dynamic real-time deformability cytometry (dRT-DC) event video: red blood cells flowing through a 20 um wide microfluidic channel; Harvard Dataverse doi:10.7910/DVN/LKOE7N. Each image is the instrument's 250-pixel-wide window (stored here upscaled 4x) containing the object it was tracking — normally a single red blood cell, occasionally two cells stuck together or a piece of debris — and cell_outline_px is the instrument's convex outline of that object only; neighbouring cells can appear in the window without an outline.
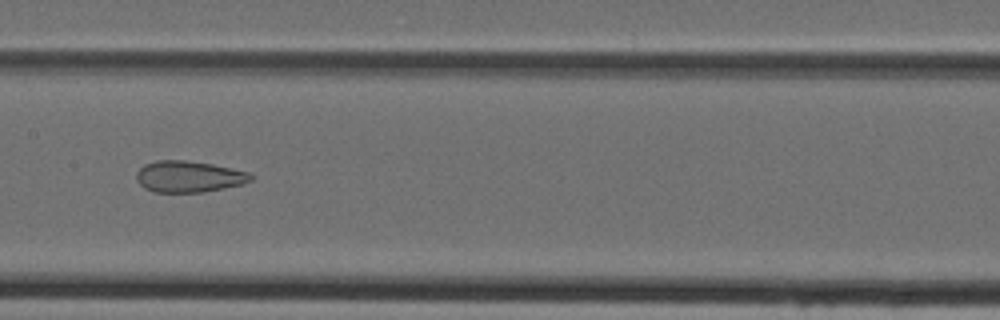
{"species": "Egyptian fruit bat (a non-hibernating species)", "species_latin": "Rousettus aegyptiacus", "temperature_condition": "cold", "stored_images_in_passage": 47, "camera_frame_rate_fps": 3000, "um_per_image_px": 0.085, "animal": {"sex": "female"}, "frame": {"image": 1, "passage_image": 24, "time_ms": 7.667, "image_size_px": [1000, 320], "cell_outline_px": [[252, 180], [240, 184], [224, 188], [204, 192], [152, 192], [144, 188], [136, 180], [136, 172], [144, 164], [156, 160], [184, 160], [212, 164], [248, 172], [252, 176]], "centroid_in_image_um": [15.99, 15.01], "position_along_channel_um": 191.4, "area_um2": 20.87}}
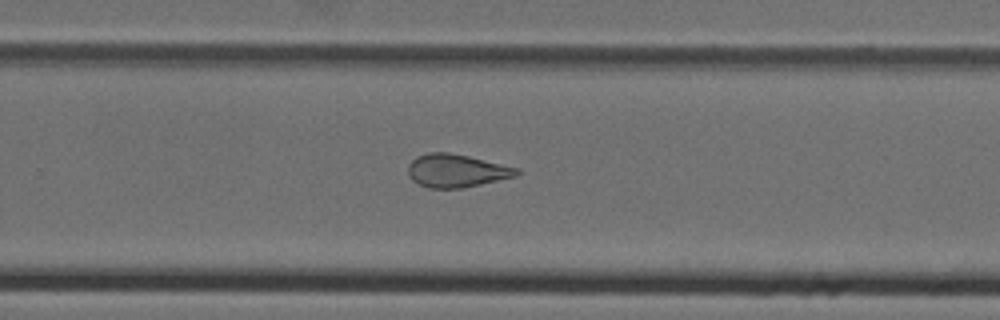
{"frame": {"image": 2, "passage_image": 31, "time_ms": 10.0, "image_size_px": [1000, 320], "cell_outline_px": [[520, 172], [516, 176], [480, 184], [460, 188], [428, 188], [412, 180], [408, 176], [408, 164], [416, 156], [428, 152], [448, 152], [468, 156], [520, 168]], "centroid_in_image_um": [38.77, 14.5], "position_along_channel_um": 291.0, "area_um2": 20.92}}
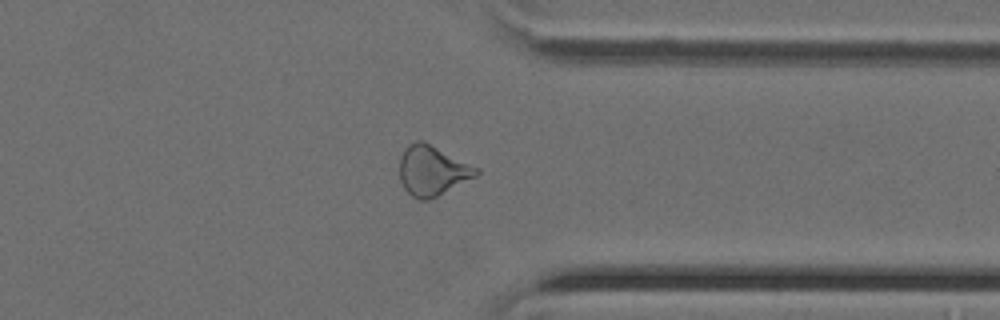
{"frame": {"image": 3, "passage_image": 37, "time_ms": 12.0, "image_size_px": [1000, 320], "cell_outline_px": [[480, 172], [476, 176], [428, 200], [420, 200], [412, 196], [404, 188], [400, 180], [400, 156], [404, 148], [408, 144], [416, 140], [424, 140], [480, 168]], "centroid_in_image_um": [36.74, 14.46], "position_along_channel_um": 374.7, "area_um2": 22.43}}